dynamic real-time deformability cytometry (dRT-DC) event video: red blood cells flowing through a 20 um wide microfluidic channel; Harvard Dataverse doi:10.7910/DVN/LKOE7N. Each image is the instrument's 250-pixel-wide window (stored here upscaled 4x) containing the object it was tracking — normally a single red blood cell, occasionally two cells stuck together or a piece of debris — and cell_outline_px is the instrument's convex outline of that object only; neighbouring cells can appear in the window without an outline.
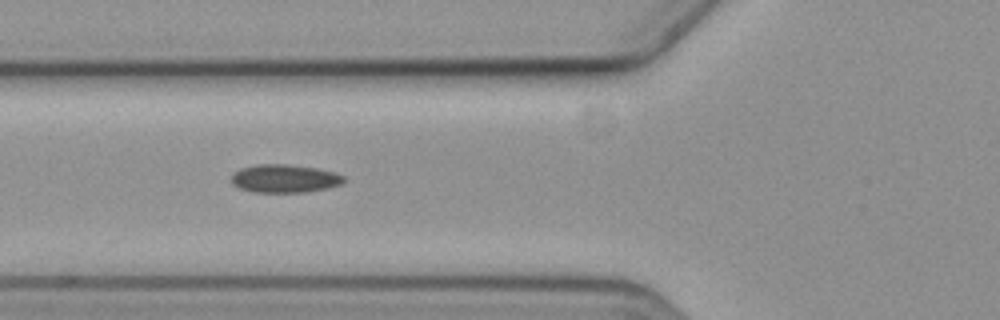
{"species": "common noctule bat (a hibernating species)", "species_latin": "Nyctalus noctula", "temperature_condition": "cold", "stored_images_in_passage": 12, "camera_frame_rate_fps": 3000, "um_per_image_px": 0.085, "animal": {"sex": "female", "body_mass_g": 19.3, "forearm_length_mm": 54.1}, "frame": {"image": 1, "passage_image": 3, "time_ms": 2.333, "image_size_px": [1000, 320], "cell_outline_px": [[344, 180], [340, 184], [328, 188], [304, 192], [252, 192], [240, 188], [232, 184], [232, 176], [240, 168], [256, 164], [284, 164], [316, 168], [336, 172], [344, 176]], "centroid_in_image_um": [24.19, 15.17], "position_along_channel_um": 101.6, "area_um2": 18.38}}
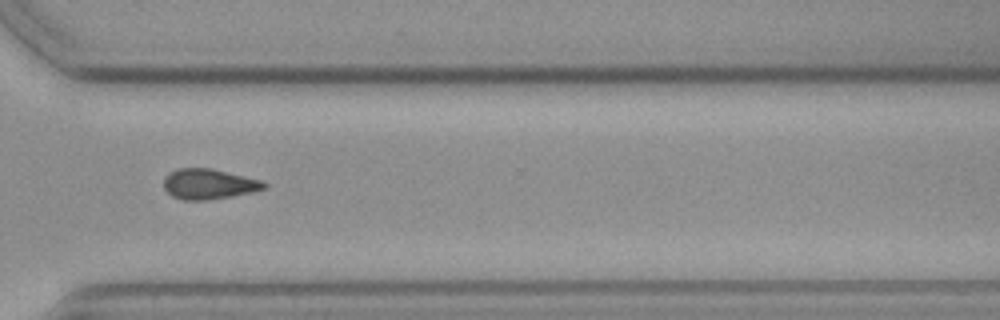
{"frame": {"image": 2, "passage_image": 9, "time_ms": 9.333, "image_size_px": [1000, 320], "cell_outline_px": [[268, 184], [264, 188], [252, 192], [232, 196], [208, 200], [184, 200], [172, 196], [164, 188], [164, 176], [168, 172], [176, 168], [212, 168], [260, 180]], "centroid_in_image_um": [17.7, 15.63], "position_along_channel_um": 352.9, "area_um2": 17.74}}
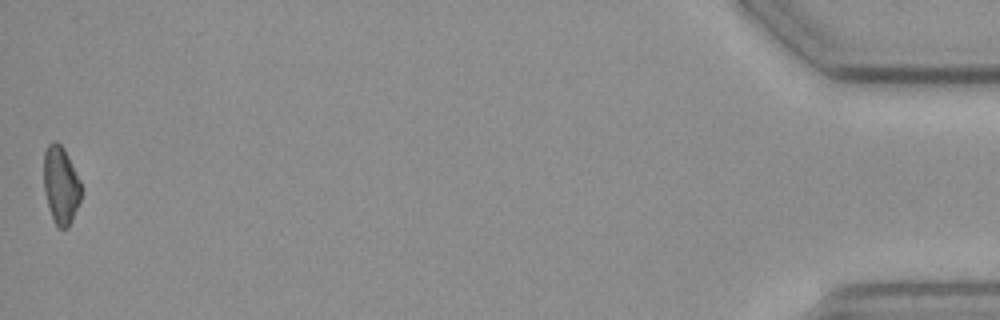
{"frame": {"image": 3, "passage_image": 12, "time_ms": 14.333, "image_size_px": [1000, 320], "cell_outline_px": [[80, 200], [72, 220], [68, 228], [60, 228], [56, 224], [52, 216], [44, 192], [44, 152], [48, 144], [52, 140], [56, 140], [64, 148], [80, 180]], "centroid_in_image_um": [5.16, 15.69], "position_along_channel_um": 430.0, "area_um2": 16.76}}